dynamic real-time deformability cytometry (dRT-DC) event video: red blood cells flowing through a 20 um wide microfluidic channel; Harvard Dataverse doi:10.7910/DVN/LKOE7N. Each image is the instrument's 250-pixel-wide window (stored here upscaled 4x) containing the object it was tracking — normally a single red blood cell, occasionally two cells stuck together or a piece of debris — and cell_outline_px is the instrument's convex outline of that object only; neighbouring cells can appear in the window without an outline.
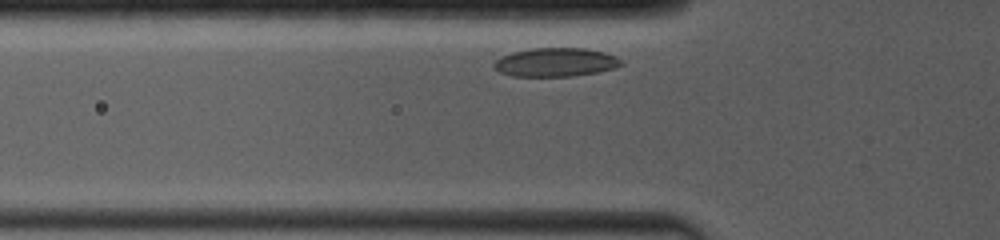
{"species": "common noctule bat (a hibernating species)", "species_latin": "Nyctalus noctula", "temperature_condition": "room temperature", "stored_images_in_passage": 5, "camera_frame_rate_fps": 4000, "um_per_image_px": 0.085, "animal": {"sex": "female", "body_mass_g": 19.0, "forearm_length_mm": 53.3}, "frame": {"image": 1, "passage_image": 2, "time_ms": 0.5, "image_size_px": [1000, 240], "cell_outline_px": [[624, 64], [616, 68], [596, 72], [572, 76], [512, 76], [500, 72], [492, 64], [500, 56], [512, 52], [532, 48], [584, 48], [604, 52], [616, 56]], "centroid_in_image_um": [47.23, 5.29], "position_along_channel_um": 78.6, "area_um2": 21.27}}
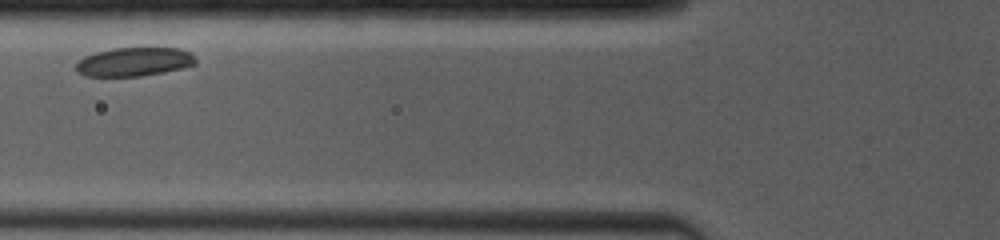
{"frame": {"image": 2, "passage_image": 3, "time_ms": 1.5, "image_size_px": [1000, 240], "cell_outline_px": [[196, 64], [164, 72], [140, 76], [84, 76], [76, 72], [72, 68], [84, 56], [96, 52], [112, 48], [180, 48], [188, 52], [196, 60]], "centroid_in_image_um": [11.33, 5.26], "position_along_channel_um": 114.5, "area_um2": 20.06}}
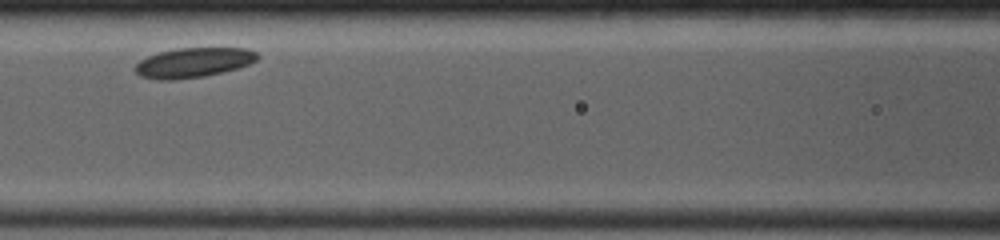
{"frame": {"image": 3, "passage_image": 4, "time_ms": 2.5, "image_size_px": [1000, 240], "cell_outline_px": [[260, 56], [256, 60], [240, 68], [224, 72], [204, 76], [172, 80], [156, 80], [140, 76], [132, 68], [140, 60], [148, 56], [160, 52], [176, 48], [248, 48], [256, 52]], "centroid_in_image_um": [16.43, 5.32], "position_along_channel_um": 150.2, "area_um2": 21.39}}